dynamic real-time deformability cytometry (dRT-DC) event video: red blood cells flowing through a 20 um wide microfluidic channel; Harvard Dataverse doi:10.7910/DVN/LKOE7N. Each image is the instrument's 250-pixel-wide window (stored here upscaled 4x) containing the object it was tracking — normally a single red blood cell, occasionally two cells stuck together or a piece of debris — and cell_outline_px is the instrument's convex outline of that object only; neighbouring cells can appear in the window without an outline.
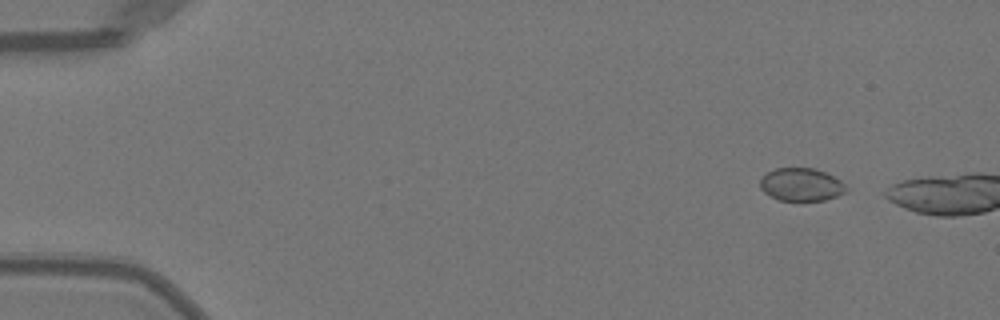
{"species": "Egyptian fruit bat (a non-hibernating species)", "species_latin": "Rousettus aegyptiacus", "temperature_condition": "warm", "stored_images_in_passage": 16, "camera_frame_rate_fps": 3000, "um_per_image_px": 0.085, "animal": {"sex": "female"}, "frame": {"image": 1, "passage_image": 6, "time_ms": 1.667, "image_size_px": [1000, 320], "cell_outline_px": [[848, 192], [824, 200], [780, 200], [764, 192], [760, 188], [760, 180], [768, 172], [776, 168], [816, 168], [840, 180], [848, 188]], "centroid_in_image_um": [68.13, 15.68], "position_along_channel_um": 16.9, "area_um2": 16.36}}